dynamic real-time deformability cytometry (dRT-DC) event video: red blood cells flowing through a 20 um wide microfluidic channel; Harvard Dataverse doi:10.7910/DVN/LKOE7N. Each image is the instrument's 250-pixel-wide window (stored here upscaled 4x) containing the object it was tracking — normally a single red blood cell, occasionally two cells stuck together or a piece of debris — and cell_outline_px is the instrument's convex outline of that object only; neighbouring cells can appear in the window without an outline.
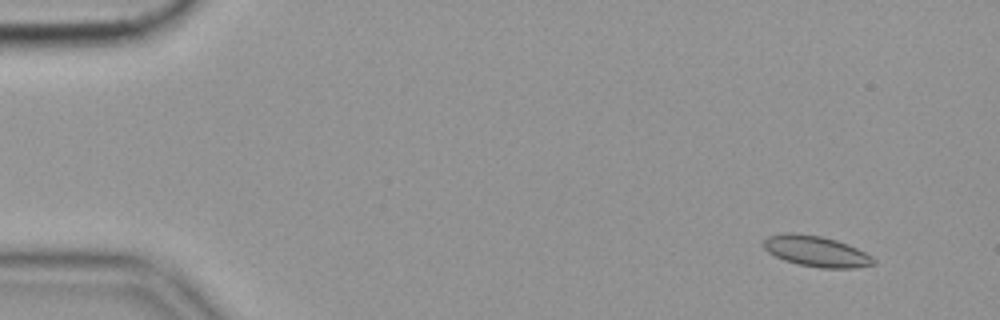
{"species": "common noctule bat (a hibernating species)", "species_latin": "Nyctalus noctula", "temperature_condition": "cold", "stored_images_in_passage": 57, "camera_frame_rate_fps": 3000, "um_per_image_px": 0.085, "animal": {"sex": "female", "body_mass_g": 19.9}, "frame": {"image": 1, "passage_image": 5, "time_ms": 1.333, "image_size_px": [1000, 320], "cell_outline_px": [[876, 264], [852, 268], [820, 268], [796, 264], [784, 260], [768, 252], [760, 244], [768, 236], [784, 232], [792, 232], [820, 236], [836, 240], [856, 248], [872, 256], [876, 260]], "centroid_in_image_um": [69.34, 21.36], "position_along_channel_um": 15.7, "area_um2": 19.83}}
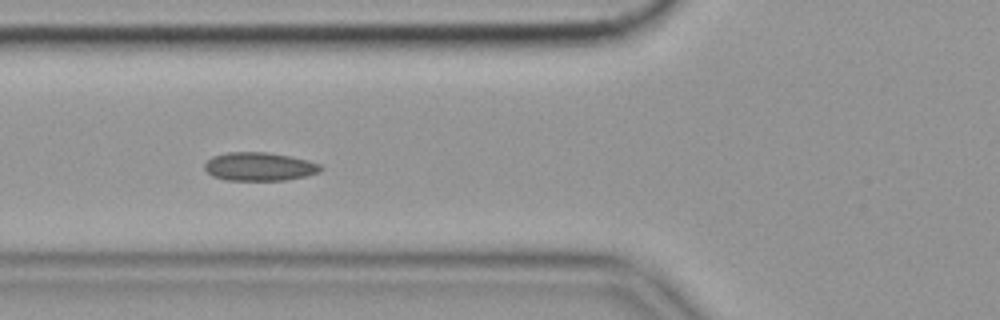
{"frame": {"image": 2, "passage_image": 22, "time_ms": 7.0, "image_size_px": [1000, 320], "cell_outline_px": [[324, 168], [320, 172], [304, 176], [284, 180], [224, 180], [212, 176], [204, 168], [204, 164], [212, 156], [228, 152], [268, 152], [308, 160], [320, 164]], "centroid_in_image_um": [22.04, 14.16], "position_along_channel_um": 103.8, "area_um2": 19.25}}
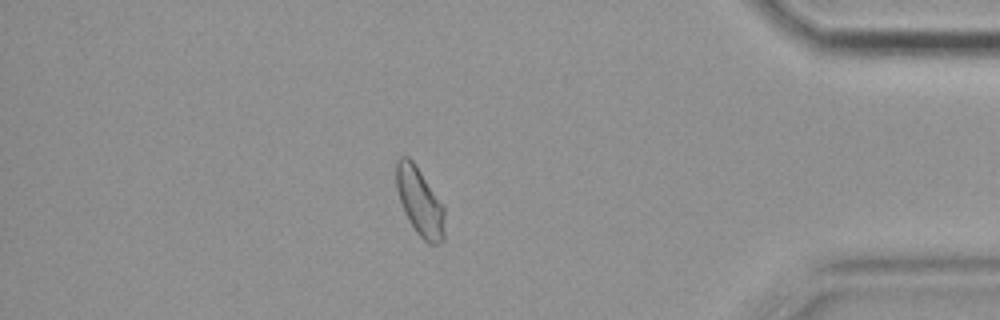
{"frame": {"image": 3, "passage_image": 50, "time_ms": 16.333, "image_size_px": [1000, 320], "cell_outline_px": [[444, 240], [440, 244], [428, 244], [416, 232], [408, 220], [404, 212], [396, 188], [396, 160], [400, 156], [408, 156], [412, 160], [444, 204]], "centroid_in_image_um": [35.69, 17.15], "position_along_channel_um": 399.5, "area_um2": 19.42}, "authors_computed_cell_mechanics": {"area_um2": 19.2474, "velocity_mm_per_s": 3.5333, "shape_relaxation_time_tau1_ms": null, "shape_relaxation_time_tau2_ms": 3.5024, "deformation_change_tau1": null, "deformation_change_tau2": 0.0757}}